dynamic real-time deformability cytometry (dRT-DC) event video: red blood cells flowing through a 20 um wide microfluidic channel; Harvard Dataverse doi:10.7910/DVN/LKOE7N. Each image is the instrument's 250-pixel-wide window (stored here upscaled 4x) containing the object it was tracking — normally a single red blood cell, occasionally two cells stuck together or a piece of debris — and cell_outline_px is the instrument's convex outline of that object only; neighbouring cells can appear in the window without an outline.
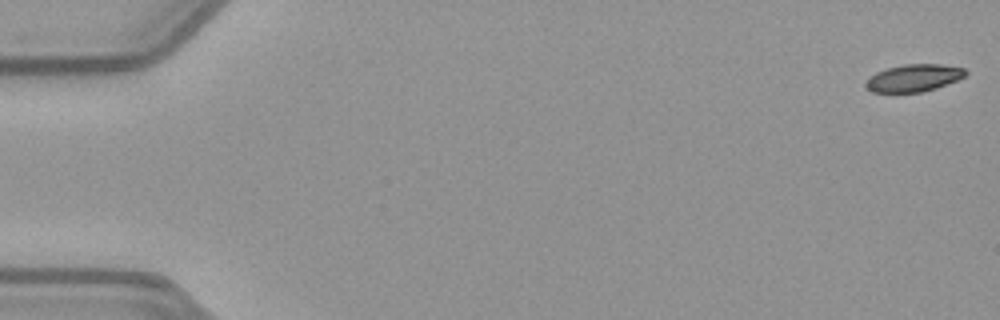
{"species": "common noctule bat (a hibernating species)", "species_latin": "Nyctalus noctula", "temperature_condition": "warm", "stored_images_in_passage": 53, "camera_frame_rate_fps": 3000, "um_per_image_px": 0.085, "animal": {"sex": "female", "body_mass_g": 21.9}, "frame": {"image": 1, "passage_image": 1, "time_ms": 0.0, "image_size_px": [1000, 320], "cell_outline_px": [[968, 72], [964, 76], [956, 80], [936, 88], [924, 92], [872, 92], [864, 84], [868, 76], [876, 72], [888, 68], [904, 64], [940, 64], [964, 68]], "centroid_in_image_um": [77.64, 6.62], "position_along_channel_um": 7.4, "area_um2": 15.84}}
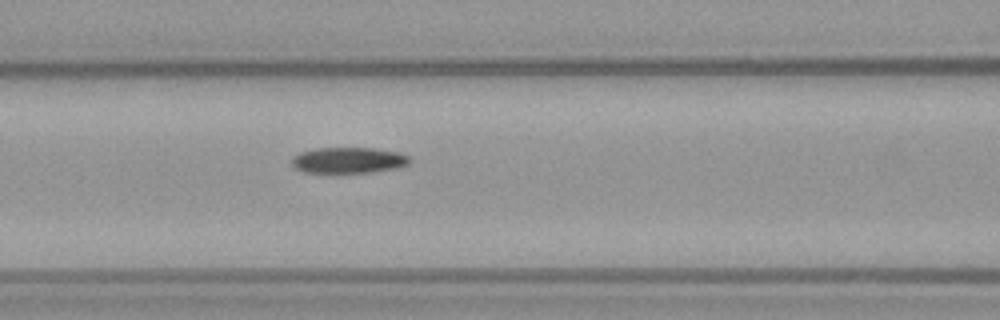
{"frame": {"image": 2, "passage_image": 23, "time_ms": 7.333, "image_size_px": [1000, 320], "cell_outline_px": [[412, 160], [408, 164], [396, 168], [372, 172], [304, 172], [296, 168], [292, 164], [292, 156], [300, 152], [316, 148], [372, 148], [400, 152], [408, 156]], "centroid_in_image_um": [29.63, 13.61], "position_along_channel_um": 137.0, "area_um2": 17.74}}
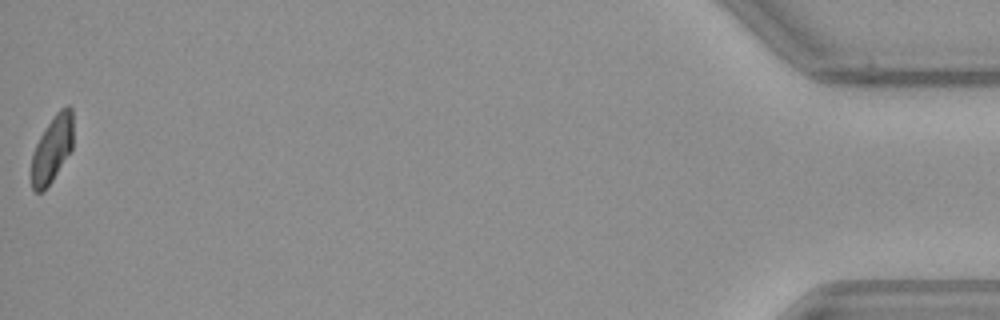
{"frame": {"image": 3, "passage_image": 53, "time_ms": 17.333, "image_size_px": [1000, 320], "cell_outline_px": [[72, 148], [52, 180], [40, 192], [36, 192], [32, 188], [32, 156], [36, 144], [40, 136], [56, 112], [60, 108], [68, 104], [72, 108]], "centroid_in_image_um": [4.44, 12.62], "position_along_channel_um": 430.8, "area_um2": 15.78}, "authors_computed_cell_mechanics": {"area_um2": 17.8024, "velocity_mm_per_s": 3.939, "shape_relaxation_time_tau1_ms": 5.7492, "shape_relaxation_time_tau2_ms": null, "deformation_change_tau1": 0.1548, "deformation_change_tau2": null}}